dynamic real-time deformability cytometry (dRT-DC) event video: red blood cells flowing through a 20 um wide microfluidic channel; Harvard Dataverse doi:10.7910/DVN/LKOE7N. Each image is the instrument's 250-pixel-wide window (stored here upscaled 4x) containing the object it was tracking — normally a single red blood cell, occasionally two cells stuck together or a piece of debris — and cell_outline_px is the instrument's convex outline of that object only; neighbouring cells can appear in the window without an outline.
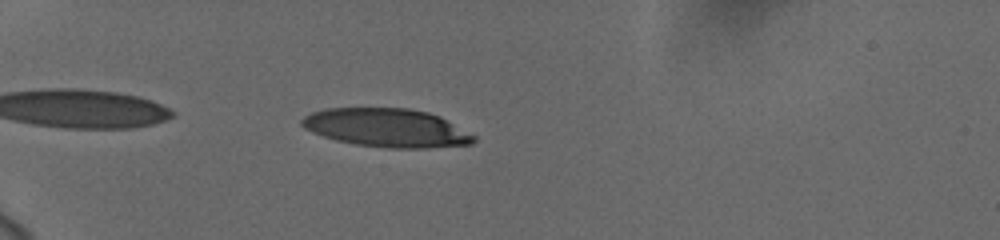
{"species": "human", "species_latin": "Homo sapiens", "temperature_condition": "cold", "stored_images_in_passage": 38, "camera_frame_rate_fps": 3000, "um_per_image_px": 0.085, "donor": {"sex": "female"}, "frame": {"image": 1, "passage_image": 3, "time_ms": 0.667, "image_size_px": [1000, 240], "cell_outline_px": [[476, 140], [472, 144], [428, 148], [388, 148], [356, 144], [336, 140], [312, 132], [304, 128], [300, 124], [300, 120], [304, 116], [312, 112], [324, 108], [408, 108], [428, 112], [440, 116], [476, 136]], "centroid_in_image_um": [32.87, 10.86], "position_along_channel_um": 52.1, "area_um2": 38.67}}
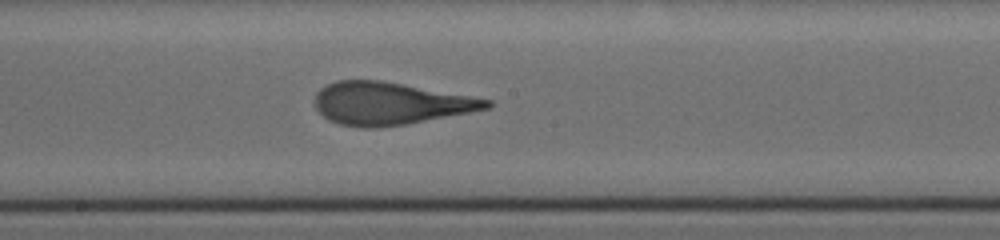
{"frame": {"image": 2, "passage_image": 19, "time_ms": 6.0, "image_size_px": [1000, 240], "cell_outline_px": [[492, 104], [488, 108], [468, 112], [404, 124], [376, 128], [360, 128], [340, 124], [328, 120], [316, 108], [316, 92], [320, 88], [336, 80], [380, 80], [492, 100]], "centroid_in_image_um": [33.09, 8.79], "position_along_channel_um": 215.1, "area_um2": 41.91}}
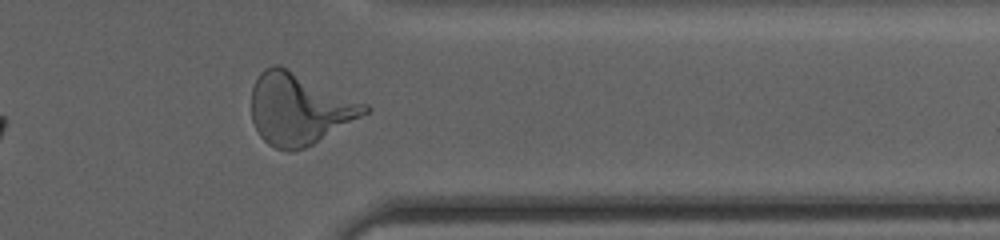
{"frame": {"image": 3, "passage_image": 33, "time_ms": 10.667, "image_size_px": [1000, 240], "cell_outline_px": [[372, 108], [368, 112], [312, 144], [304, 148], [288, 152], [276, 148], [268, 144], [260, 136], [252, 120], [252, 88], [260, 72], [264, 68], [272, 64], [280, 64], [368, 104]], "centroid_in_image_um": [25.42, 9.23], "position_along_channel_um": 386.0, "area_um2": 47.05}, "authors_computed_cell_mechanics": {"area_um2": 42.4252, "velocity_mm_per_s": 3.7084, "shape_relaxation_time_tau1_ms": 4.4067, "shape_relaxation_time_tau2_ms": 0.92, "deformation_change_tau1": 0.2433, "deformation_change_tau2": 0.1199}}